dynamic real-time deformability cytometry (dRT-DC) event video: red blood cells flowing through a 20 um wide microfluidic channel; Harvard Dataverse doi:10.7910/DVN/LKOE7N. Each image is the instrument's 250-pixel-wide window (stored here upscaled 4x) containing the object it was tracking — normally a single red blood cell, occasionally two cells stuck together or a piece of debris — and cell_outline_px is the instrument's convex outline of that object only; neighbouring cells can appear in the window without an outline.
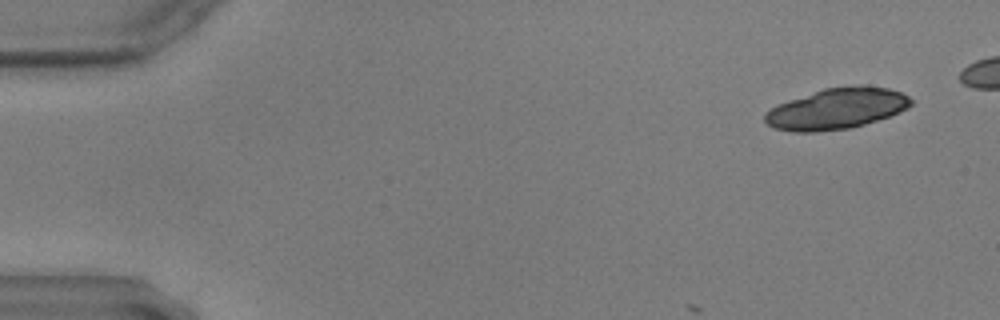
{"species": "common noctule bat (a hibernating species)", "species_latin": "Nyctalus noctula", "temperature_condition": "warm", "stored_images_in_passage": 11, "camera_frame_rate_fps": 3000, "um_per_image_px": 0.085, "animal": {"sex": "male", "body_mass_g": 17.9, "forearm_length_mm": 54.2}, "frame": {"image": 1, "passage_image": 4, "time_ms": 1.0, "image_size_px": [1000, 320], "cell_outline_px": [[912, 104], [908, 108], [888, 116], [864, 124], [848, 128], [816, 132], [792, 132], [772, 128], [764, 120], [764, 112], [780, 104], [824, 88], [856, 84], [868, 84], [888, 88], [900, 92], [908, 96], [912, 100]], "centroid_in_image_um": [71.13, 9.22], "position_along_channel_um": 13.9, "area_um2": 34.85}}